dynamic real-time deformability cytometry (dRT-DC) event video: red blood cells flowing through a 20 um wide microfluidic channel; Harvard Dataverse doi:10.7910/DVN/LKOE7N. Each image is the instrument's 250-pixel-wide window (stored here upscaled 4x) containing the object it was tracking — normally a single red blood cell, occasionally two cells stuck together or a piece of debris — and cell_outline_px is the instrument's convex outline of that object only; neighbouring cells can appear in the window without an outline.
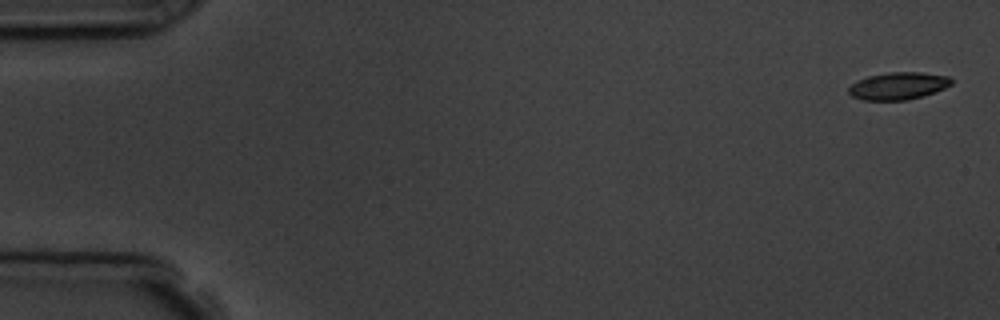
{"species": "common noctule bat (a hibernating species)", "species_latin": "Nyctalus noctula", "temperature_condition": "room temperature", "stored_images_in_passage": 5, "camera_frame_rate_fps": 3000, "um_per_image_px": 0.085, "animal": {"sex": "male", "body_mass_g": 19.5, "forearm_length_mm": 54.6}, "frame": {"image": 1, "passage_image": 1, "time_ms": 0.0, "image_size_px": [1000, 320], "cell_outline_px": [[952, 84], [944, 88], [908, 100], [864, 100], [852, 96], [848, 92], [848, 88], [856, 80], [868, 76], [888, 72], [920, 72], [948, 76], [952, 80]], "centroid_in_image_um": [76.31, 7.29], "position_along_channel_um": 8.7, "area_um2": 16.24}}
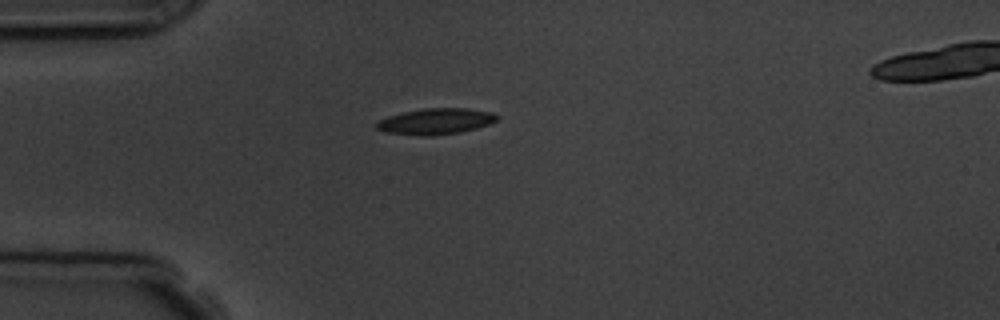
{"frame": {"image": 2, "passage_image": 4, "time_ms": 4.333, "image_size_px": [1000, 320], "cell_outline_px": [[500, 116], [496, 120], [488, 124], [476, 128], [460, 132], [432, 136], [420, 136], [384, 132], [376, 128], [376, 124], [380, 120], [388, 116], [404, 112], [424, 108], [468, 108], [492, 112]], "centroid_in_image_um": [37.04, 10.32], "position_along_channel_um": 48.0, "area_um2": 18.26}}